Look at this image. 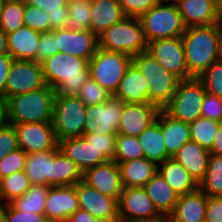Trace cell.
<instances>
[{"label": "cell", "instance_id": "cell-58", "mask_svg": "<svg viewBox=\"0 0 222 222\" xmlns=\"http://www.w3.org/2000/svg\"><path fill=\"white\" fill-rule=\"evenodd\" d=\"M0 54H9L7 47V34L0 28Z\"/></svg>", "mask_w": 222, "mask_h": 222}, {"label": "cell", "instance_id": "cell-15", "mask_svg": "<svg viewBox=\"0 0 222 222\" xmlns=\"http://www.w3.org/2000/svg\"><path fill=\"white\" fill-rule=\"evenodd\" d=\"M51 32L55 37L56 49L63 54L67 53L89 61L99 48L98 36L89 29L73 31L64 28Z\"/></svg>", "mask_w": 222, "mask_h": 222}, {"label": "cell", "instance_id": "cell-6", "mask_svg": "<svg viewBox=\"0 0 222 222\" xmlns=\"http://www.w3.org/2000/svg\"><path fill=\"white\" fill-rule=\"evenodd\" d=\"M148 42L182 37L186 27L176 4L158 3L139 17Z\"/></svg>", "mask_w": 222, "mask_h": 222}, {"label": "cell", "instance_id": "cell-62", "mask_svg": "<svg viewBox=\"0 0 222 222\" xmlns=\"http://www.w3.org/2000/svg\"><path fill=\"white\" fill-rule=\"evenodd\" d=\"M0 222H5L4 204H0Z\"/></svg>", "mask_w": 222, "mask_h": 222}, {"label": "cell", "instance_id": "cell-12", "mask_svg": "<svg viewBox=\"0 0 222 222\" xmlns=\"http://www.w3.org/2000/svg\"><path fill=\"white\" fill-rule=\"evenodd\" d=\"M123 104L112 95L105 103L87 106L83 134H117Z\"/></svg>", "mask_w": 222, "mask_h": 222}, {"label": "cell", "instance_id": "cell-14", "mask_svg": "<svg viewBox=\"0 0 222 222\" xmlns=\"http://www.w3.org/2000/svg\"><path fill=\"white\" fill-rule=\"evenodd\" d=\"M11 125L16 131L19 148L27 154L58 148L52 122H28Z\"/></svg>", "mask_w": 222, "mask_h": 222}, {"label": "cell", "instance_id": "cell-11", "mask_svg": "<svg viewBox=\"0 0 222 222\" xmlns=\"http://www.w3.org/2000/svg\"><path fill=\"white\" fill-rule=\"evenodd\" d=\"M46 85L42 65L33 60L13 59L6 80L5 99Z\"/></svg>", "mask_w": 222, "mask_h": 222}, {"label": "cell", "instance_id": "cell-10", "mask_svg": "<svg viewBox=\"0 0 222 222\" xmlns=\"http://www.w3.org/2000/svg\"><path fill=\"white\" fill-rule=\"evenodd\" d=\"M147 52L168 72L180 80L190 79L182 37L158 39L148 42Z\"/></svg>", "mask_w": 222, "mask_h": 222}, {"label": "cell", "instance_id": "cell-48", "mask_svg": "<svg viewBox=\"0 0 222 222\" xmlns=\"http://www.w3.org/2000/svg\"><path fill=\"white\" fill-rule=\"evenodd\" d=\"M201 117L208 118L214 121H222V99L212 95L208 92L205 93L202 102Z\"/></svg>", "mask_w": 222, "mask_h": 222}, {"label": "cell", "instance_id": "cell-40", "mask_svg": "<svg viewBox=\"0 0 222 222\" xmlns=\"http://www.w3.org/2000/svg\"><path fill=\"white\" fill-rule=\"evenodd\" d=\"M199 188L207 196H222V155H210L207 175Z\"/></svg>", "mask_w": 222, "mask_h": 222}, {"label": "cell", "instance_id": "cell-59", "mask_svg": "<svg viewBox=\"0 0 222 222\" xmlns=\"http://www.w3.org/2000/svg\"><path fill=\"white\" fill-rule=\"evenodd\" d=\"M218 33V59L222 62V27H217Z\"/></svg>", "mask_w": 222, "mask_h": 222}, {"label": "cell", "instance_id": "cell-31", "mask_svg": "<svg viewBox=\"0 0 222 222\" xmlns=\"http://www.w3.org/2000/svg\"><path fill=\"white\" fill-rule=\"evenodd\" d=\"M158 172L179 196L195 191L199 187L189 172L174 158H168L159 164Z\"/></svg>", "mask_w": 222, "mask_h": 222}, {"label": "cell", "instance_id": "cell-16", "mask_svg": "<svg viewBox=\"0 0 222 222\" xmlns=\"http://www.w3.org/2000/svg\"><path fill=\"white\" fill-rule=\"evenodd\" d=\"M160 110L151 103H124L117 134L138 137L157 119Z\"/></svg>", "mask_w": 222, "mask_h": 222}, {"label": "cell", "instance_id": "cell-3", "mask_svg": "<svg viewBox=\"0 0 222 222\" xmlns=\"http://www.w3.org/2000/svg\"><path fill=\"white\" fill-rule=\"evenodd\" d=\"M187 69L193 77H198L218 59V33L215 24L192 26L182 35Z\"/></svg>", "mask_w": 222, "mask_h": 222}, {"label": "cell", "instance_id": "cell-2", "mask_svg": "<svg viewBox=\"0 0 222 222\" xmlns=\"http://www.w3.org/2000/svg\"><path fill=\"white\" fill-rule=\"evenodd\" d=\"M56 92L47 84L7 99V123L52 122Z\"/></svg>", "mask_w": 222, "mask_h": 222}, {"label": "cell", "instance_id": "cell-56", "mask_svg": "<svg viewBox=\"0 0 222 222\" xmlns=\"http://www.w3.org/2000/svg\"><path fill=\"white\" fill-rule=\"evenodd\" d=\"M7 124V100L0 96V128Z\"/></svg>", "mask_w": 222, "mask_h": 222}, {"label": "cell", "instance_id": "cell-19", "mask_svg": "<svg viewBox=\"0 0 222 222\" xmlns=\"http://www.w3.org/2000/svg\"><path fill=\"white\" fill-rule=\"evenodd\" d=\"M79 208L89 212L95 218L119 216L118 201L99 190L88 186L83 181L75 185Z\"/></svg>", "mask_w": 222, "mask_h": 222}, {"label": "cell", "instance_id": "cell-42", "mask_svg": "<svg viewBox=\"0 0 222 222\" xmlns=\"http://www.w3.org/2000/svg\"><path fill=\"white\" fill-rule=\"evenodd\" d=\"M86 106L105 103L112 95L89 77L76 95Z\"/></svg>", "mask_w": 222, "mask_h": 222}, {"label": "cell", "instance_id": "cell-23", "mask_svg": "<svg viewBox=\"0 0 222 222\" xmlns=\"http://www.w3.org/2000/svg\"><path fill=\"white\" fill-rule=\"evenodd\" d=\"M124 103H149V83L131 63L114 94Z\"/></svg>", "mask_w": 222, "mask_h": 222}, {"label": "cell", "instance_id": "cell-26", "mask_svg": "<svg viewBox=\"0 0 222 222\" xmlns=\"http://www.w3.org/2000/svg\"><path fill=\"white\" fill-rule=\"evenodd\" d=\"M125 17L118 0H91L90 31L97 36Z\"/></svg>", "mask_w": 222, "mask_h": 222}, {"label": "cell", "instance_id": "cell-41", "mask_svg": "<svg viewBox=\"0 0 222 222\" xmlns=\"http://www.w3.org/2000/svg\"><path fill=\"white\" fill-rule=\"evenodd\" d=\"M142 157H144V151L138 137L126 136L123 134L116 135L113 161L120 163Z\"/></svg>", "mask_w": 222, "mask_h": 222}, {"label": "cell", "instance_id": "cell-9", "mask_svg": "<svg viewBox=\"0 0 222 222\" xmlns=\"http://www.w3.org/2000/svg\"><path fill=\"white\" fill-rule=\"evenodd\" d=\"M86 108L77 96L55 97L52 123L57 141L83 136Z\"/></svg>", "mask_w": 222, "mask_h": 222}, {"label": "cell", "instance_id": "cell-13", "mask_svg": "<svg viewBox=\"0 0 222 222\" xmlns=\"http://www.w3.org/2000/svg\"><path fill=\"white\" fill-rule=\"evenodd\" d=\"M118 214L123 222L151 221L162 217L144 187H123L118 200Z\"/></svg>", "mask_w": 222, "mask_h": 222}, {"label": "cell", "instance_id": "cell-38", "mask_svg": "<svg viewBox=\"0 0 222 222\" xmlns=\"http://www.w3.org/2000/svg\"><path fill=\"white\" fill-rule=\"evenodd\" d=\"M66 29L82 31L89 29L91 23V0H69Z\"/></svg>", "mask_w": 222, "mask_h": 222}, {"label": "cell", "instance_id": "cell-17", "mask_svg": "<svg viewBox=\"0 0 222 222\" xmlns=\"http://www.w3.org/2000/svg\"><path fill=\"white\" fill-rule=\"evenodd\" d=\"M82 181L117 201L123 191L120 168L115 161H107L83 172Z\"/></svg>", "mask_w": 222, "mask_h": 222}, {"label": "cell", "instance_id": "cell-50", "mask_svg": "<svg viewBox=\"0 0 222 222\" xmlns=\"http://www.w3.org/2000/svg\"><path fill=\"white\" fill-rule=\"evenodd\" d=\"M18 148V139L14 126L7 123L0 128V160Z\"/></svg>", "mask_w": 222, "mask_h": 222}, {"label": "cell", "instance_id": "cell-28", "mask_svg": "<svg viewBox=\"0 0 222 222\" xmlns=\"http://www.w3.org/2000/svg\"><path fill=\"white\" fill-rule=\"evenodd\" d=\"M155 208L162 216H169L178 201L179 195L169 186L163 176L157 172L144 186Z\"/></svg>", "mask_w": 222, "mask_h": 222}, {"label": "cell", "instance_id": "cell-21", "mask_svg": "<svg viewBox=\"0 0 222 222\" xmlns=\"http://www.w3.org/2000/svg\"><path fill=\"white\" fill-rule=\"evenodd\" d=\"M211 153L195 141L183 144L172 157L179 162L199 185L206 177Z\"/></svg>", "mask_w": 222, "mask_h": 222}, {"label": "cell", "instance_id": "cell-27", "mask_svg": "<svg viewBox=\"0 0 222 222\" xmlns=\"http://www.w3.org/2000/svg\"><path fill=\"white\" fill-rule=\"evenodd\" d=\"M123 187H144L158 172V165L142 157L118 163Z\"/></svg>", "mask_w": 222, "mask_h": 222}, {"label": "cell", "instance_id": "cell-33", "mask_svg": "<svg viewBox=\"0 0 222 222\" xmlns=\"http://www.w3.org/2000/svg\"><path fill=\"white\" fill-rule=\"evenodd\" d=\"M57 149L27 154L24 171L32 184L51 186V160Z\"/></svg>", "mask_w": 222, "mask_h": 222}, {"label": "cell", "instance_id": "cell-37", "mask_svg": "<svg viewBox=\"0 0 222 222\" xmlns=\"http://www.w3.org/2000/svg\"><path fill=\"white\" fill-rule=\"evenodd\" d=\"M69 0H31L27 4L43 9L49 14V23L52 30L64 29L69 18Z\"/></svg>", "mask_w": 222, "mask_h": 222}, {"label": "cell", "instance_id": "cell-46", "mask_svg": "<svg viewBox=\"0 0 222 222\" xmlns=\"http://www.w3.org/2000/svg\"><path fill=\"white\" fill-rule=\"evenodd\" d=\"M27 153L21 148L7 154L0 160V179L15 172L25 170Z\"/></svg>", "mask_w": 222, "mask_h": 222}, {"label": "cell", "instance_id": "cell-34", "mask_svg": "<svg viewBox=\"0 0 222 222\" xmlns=\"http://www.w3.org/2000/svg\"><path fill=\"white\" fill-rule=\"evenodd\" d=\"M49 188V185L32 184L25 195L15 198L10 203L21 212H32L44 215Z\"/></svg>", "mask_w": 222, "mask_h": 222}, {"label": "cell", "instance_id": "cell-60", "mask_svg": "<svg viewBox=\"0 0 222 222\" xmlns=\"http://www.w3.org/2000/svg\"><path fill=\"white\" fill-rule=\"evenodd\" d=\"M94 222H123L120 216H109L103 218H95Z\"/></svg>", "mask_w": 222, "mask_h": 222}, {"label": "cell", "instance_id": "cell-53", "mask_svg": "<svg viewBox=\"0 0 222 222\" xmlns=\"http://www.w3.org/2000/svg\"><path fill=\"white\" fill-rule=\"evenodd\" d=\"M13 58L9 54H0V96L5 98L6 80Z\"/></svg>", "mask_w": 222, "mask_h": 222}, {"label": "cell", "instance_id": "cell-35", "mask_svg": "<svg viewBox=\"0 0 222 222\" xmlns=\"http://www.w3.org/2000/svg\"><path fill=\"white\" fill-rule=\"evenodd\" d=\"M32 183L25 171L15 172L0 179V204L12 202L15 198L25 195Z\"/></svg>", "mask_w": 222, "mask_h": 222}, {"label": "cell", "instance_id": "cell-63", "mask_svg": "<svg viewBox=\"0 0 222 222\" xmlns=\"http://www.w3.org/2000/svg\"><path fill=\"white\" fill-rule=\"evenodd\" d=\"M159 3L176 4L177 0H158Z\"/></svg>", "mask_w": 222, "mask_h": 222}, {"label": "cell", "instance_id": "cell-22", "mask_svg": "<svg viewBox=\"0 0 222 222\" xmlns=\"http://www.w3.org/2000/svg\"><path fill=\"white\" fill-rule=\"evenodd\" d=\"M207 195L198 187L195 191L178 197L170 222H200L205 220Z\"/></svg>", "mask_w": 222, "mask_h": 222}, {"label": "cell", "instance_id": "cell-47", "mask_svg": "<svg viewBox=\"0 0 222 222\" xmlns=\"http://www.w3.org/2000/svg\"><path fill=\"white\" fill-rule=\"evenodd\" d=\"M5 222H48L45 215L21 212L17 210L11 203L4 204Z\"/></svg>", "mask_w": 222, "mask_h": 222}, {"label": "cell", "instance_id": "cell-24", "mask_svg": "<svg viewBox=\"0 0 222 222\" xmlns=\"http://www.w3.org/2000/svg\"><path fill=\"white\" fill-rule=\"evenodd\" d=\"M176 5L186 28L215 24L216 0H178Z\"/></svg>", "mask_w": 222, "mask_h": 222}, {"label": "cell", "instance_id": "cell-18", "mask_svg": "<svg viewBox=\"0 0 222 222\" xmlns=\"http://www.w3.org/2000/svg\"><path fill=\"white\" fill-rule=\"evenodd\" d=\"M79 209L75 185L50 186L44 215L48 222H66Z\"/></svg>", "mask_w": 222, "mask_h": 222}, {"label": "cell", "instance_id": "cell-49", "mask_svg": "<svg viewBox=\"0 0 222 222\" xmlns=\"http://www.w3.org/2000/svg\"><path fill=\"white\" fill-rule=\"evenodd\" d=\"M123 13L128 17L139 18L142 14L158 4V0H118Z\"/></svg>", "mask_w": 222, "mask_h": 222}, {"label": "cell", "instance_id": "cell-65", "mask_svg": "<svg viewBox=\"0 0 222 222\" xmlns=\"http://www.w3.org/2000/svg\"><path fill=\"white\" fill-rule=\"evenodd\" d=\"M29 1H31V0H23L24 3H28Z\"/></svg>", "mask_w": 222, "mask_h": 222}, {"label": "cell", "instance_id": "cell-36", "mask_svg": "<svg viewBox=\"0 0 222 222\" xmlns=\"http://www.w3.org/2000/svg\"><path fill=\"white\" fill-rule=\"evenodd\" d=\"M25 3L23 1L3 0L0 12V28L12 33L24 26Z\"/></svg>", "mask_w": 222, "mask_h": 222}, {"label": "cell", "instance_id": "cell-25", "mask_svg": "<svg viewBox=\"0 0 222 222\" xmlns=\"http://www.w3.org/2000/svg\"><path fill=\"white\" fill-rule=\"evenodd\" d=\"M41 33L23 26L7 34V47L13 59L36 61Z\"/></svg>", "mask_w": 222, "mask_h": 222}, {"label": "cell", "instance_id": "cell-29", "mask_svg": "<svg viewBox=\"0 0 222 222\" xmlns=\"http://www.w3.org/2000/svg\"><path fill=\"white\" fill-rule=\"evenodd\" d=\"M138 139L143 147L144 157L150 161L159 165L170 158L161 129V110L157 119L138 136Z\"/></svg>", "mask_w": 222, "mask_h": 222}, {"label": "cell", "instance_id": "cell-44", "mask_svg": "<svg viewBox=\"0 0 222 222\" xmlns=\"http://www.w3.org/2000/svg\"><path fill=\"white\" fill-rule=\"evenodd\" d=\"M24 26L40 33L50 32L49 14L43 9L25 3Z\"/></svg>", "mask_w": 222, "mask_h": 222}, {"label": "cell", "instance_id": "cell-32", "mask_svg": "<svg viewBox=\"0 0 222 222\" xmlns=\"http://www.w3.org/2000/svg\"><path fill=\"white\" fill-rule=\"evenodd\" d=\"M82 171L63 152L56 150L51 160V186H71L82 181Z\"/></svg>", "mask_w": 222, "mask_h": 222}, {"label": "cell", "instance_id": "cell-64", "mask_svg": "<svg viewBox=\"0 0 222 222\" xmlns=\"http://www.w3.org/2000/svg\"><path fill=\"white\" fill-rule=\"evenodd\" d=\"M2 2L3 0H0V12H1V7H2Z\"/></svg>", "mask_w": 222, "mask_h": 222}, {"label": "cell", "instance_id": "cell-43", "mask_svg": "<svg viewBox=\"0 0 222 222\" xmlns=\"http://www.w3.org/2000/svg\"><path fill=\"white\" fill-rule=\"evenodd\" d=\"M205 87L206 92L222 99V62L211 64L197 77Z\"/></svg>", "mask_w": 222, "mask_h": 222}, {"label": "cell", "instance_id": "cell-7", "mask_svg": "<svg viewBox=\"0 0 222 222\" xmlns=\"http://www.w3.org/2000/svg\"><path fill=\"white\" fill-rule=\"evenodd\" d=\"M131 63V56L106 51L99 47L88 62L89 75L111 95H114Z\"/></svg>", "mask_w": 222, "mask_h": 222}, {"label": "cell", "instance_id": "cell-57", "mask_svg": "<svg viewBox=\"0 0 222 222\" xmlns=\"http://www.w3.org/2000/svg\"><path fill=\"white\" fill-rule=\"evenodd\" d=\"M215 25L222 27V0H216Z\"/></svg>", "mask_w": 222, "mask_h": 222}, {"label": "cell", "instance_id": "cell-61", "mask_svg": "<svg viewBox=\"0 0 222 222\" xmlns=\"http://www.w3.org/2000/svg\"><path fill=\"white\" fill-rule=\"evenodd\" d=\"M137 222H170L167 216H162L158 219L151 220V221H137Z\"/></svg>", "mask_w": 222, "mask_h": 222}, {"label": "cell", "instance_id": "cell-30", "mask_svg": "<svg viewBox=\"0 0 222 222\" xmlns=\"http://www.w3.org/2000/svg\"><path fill=\"white\" fill-rule=\"evenodd\" d=\"M161 129L167 154L172 158L181 146L191 141L189 123L176 120L161 109Z\"/></svg>", "mask_w": 222, "mask_h": 222}, {"label": "cell", "instance_id": "cell-51", "mask_svg": "<svg viewBox=\"0 0 222 222\" xmlns=\"http://www.w3.org/2000/svg\"><path fill=\"white\" fill-rule=\"evenodd\" d=\"M58 52V49H56L54 34L51 31L41 33L37 49L36 62L41 64L46 59L50 58Z\"/></svg>", "mask_w": 222, "mask_h": 222}, {"label": "cell", "instance_id": "cell-45", "mask_svg": "<svg viewBox=\"0 0 222 222\" xmlns=\"http://www.w3.org/2000/svg\"><path fill=\"white\" fill-rule=\"evenodd\" d=\"M117 134H83V137L100 152L107 161H111L115 154Z\"/></svg>", "mask_w": 222, "mask_h": 222}, {"label": "cell", "instance_id": "cell-20", "mask_svg": "<svg viewBox=\"0 0 222 222\" xmlns=\"http://www.w3.org/2000/svg\"><path fill=\"white\" fill-rule=\"evenodd\" d=\"M58 148L77 165L82 173L91 167L107 162L104 156L83 136L62 139L58 141Z\"/></svg>", "mask_w": 222, "mask_h": 222}, {"label": "cell", "instance_id": "cell-54", "mask_svg": "<svg viewBox=\"0 0 222 222\" xmlns=\"http://www.w3.org/2000/svg\"><path fill=\"white\" fill-rule=\"evenodd\" d=\"M95 217H93L89 212L78 209L74 214L68 217L66 222H94Z\"/></svg>", "mask_w": 222, "mask_h": 222}, {"label": "cell", "instance_id": "cell-5", "mask_svg": "<svg viewBox=\"0 0 222 222\" xmlns=\"http://www.w3.org/2000/svg\"><path fill=\"white\" fill-rule=\"evenodd\" d=\"M132 63L149 83V103L163 109L173 97L180 79L165 70L147 51L132 57Z\"/></svg>", "mask_w": 222, "mask_h": 222}, {"label": "cell", "instance_id": "cell-4", "mask_svg": "<svg viewBox=\"0 0 222 222\" xmlns=\"http://www.w3.org/2000/svg\"><path fill=\"white\" fill-rule=\"evenodd\" d=\"M99 47L110 52H120L131 57L147 51V41L137 17L126 16L98 36Z\"/></svg>", "mask_w": 222, "mask_h": 222}, {"label": "cell", "instance_id": "cell-55", "mask_svg": "<svg viewBox=\"0 0 222 222\" xmlns=\"http://www.w3.org/2000/svg\"><path fill=\"white\" fill-rule=\"evenodd\" d=\"M209 151L211 155H222V121L220 122L212 148Z\"/></svg>", "mask_w": 222, "mask_h": 222}, {"label": "cell", "instance_id": "cell-52", "mask_svg": "<svg viewBox=\"0 0 222 222\" xmlns=\"http://www.w3.org/2000/svg\"><path fill=\"white\" fill-rule=\"evenodd\" d=\"M206 222H222V196H207Z\"/></svg>", "mask_w": 222, "mask_h": 222}, {"label": "cell", "instance_id": "cell-39", "mask_svg": "<svg viewBox=\"0 0 222 222\" xmlns=\"http://www.w3.org/2000/svg\"><path fill=\"white\" fill-rule=\"evenodd\" d=\"M191 140L207 150L212 148L217 135L220 122L208 118L199 117L189 123Z\"/></svg>", "mask_w": 222, "mask_h": 222}, {"label": "cell", "instance_id": "cell-8", "mask_svg": "<svg viewBox=\"0 0 222 222\" xmlns=\"http://www.w3.org/2000/svg\"><path fill=\"white\" fill-rule=\"evenodd\" d=\"M205 93V87L197 77L180 80L173 97L163 110L176 120L191 123L201 117Z\"/></svg>", "mask_w": 222, "mask_h": 222}, {"label": "cell", "instance_id": "cell-1", "mask_svg": "<svg viewBox=\"0 0 222 222\" xmlns=\"http://www.w3.org/2000/svg\"><path fill=\"white\" fill-rule=\"evenodd\" d=\"M88 60L58 52L41 63L48 86L55 89L56 96H76L90 77Z\"/></svg>", "mask_w": 222, "mask_h": 222}]
</instances>
